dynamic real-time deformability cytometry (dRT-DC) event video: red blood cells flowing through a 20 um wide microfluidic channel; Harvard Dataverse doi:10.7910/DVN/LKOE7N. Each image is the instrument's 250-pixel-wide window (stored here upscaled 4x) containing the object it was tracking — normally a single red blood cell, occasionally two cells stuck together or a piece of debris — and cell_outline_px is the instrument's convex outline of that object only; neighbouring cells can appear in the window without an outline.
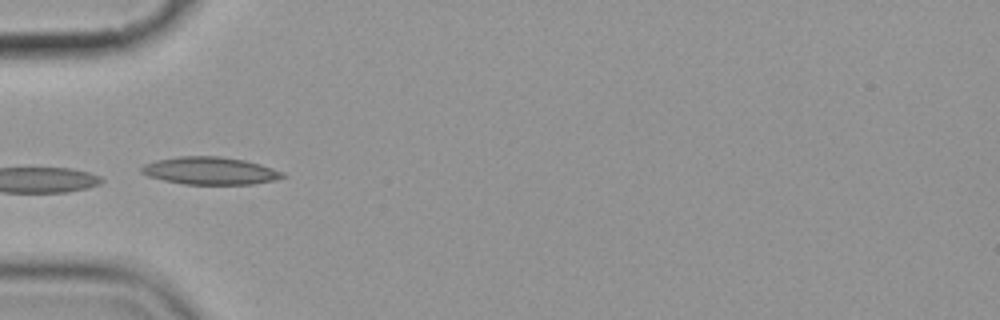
{"species": "common noctule bat (a hibernating species)", "species_latin": "Nyctalus noctula", "temperature_condition": "cold", "stored_images_in_passage": 7, "camera_frame_rate_fps": 3000, "um_per_image_px": 0.085, "animal": {"sex": "female", "body_mass_g": 19.9}, "frame": {"image": 1, "passage_image": 6, "time_ms": 5.667, "image_size_px": [1000, 320], "cell_outline_px": [[288, 176], [276, 180], [252, 184], [184, 184], [164, 180], [148, 176], [140, 172], [140, 168], [144, 164], [156, 160], [180, 156], [220, 156], [244, 160], [260, 164], [284, 172]], "centroid_in_image_um": [17.87, 14.51], "position_along_channel_um": 67.1, "area_um2": 22.72}}
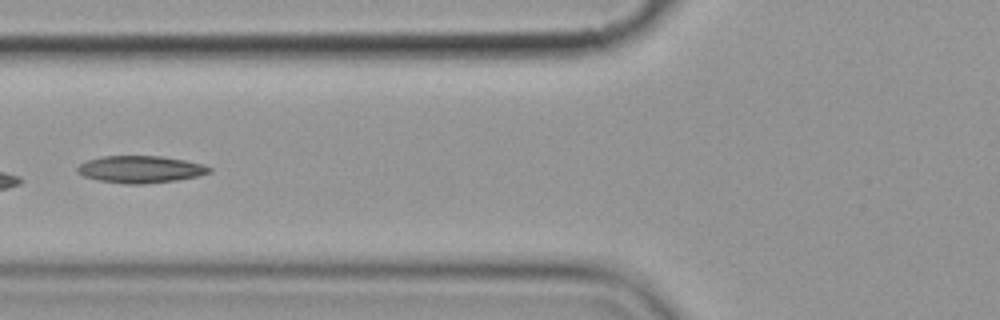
{"frame": {"image": 2, "passage_image": 7, "time_ms": 7.0, "image_size_px": [1000, 320], "cell_outline_px": [[212, 172], [200, 176], [176, 180], [144, 184], [124, 184], [96, 180], [84, 176], [76, 172], [76, 168], [80, 164], [88, 160], [104, 156], [160, 156], [184, 160], [204, 164], [212, 168]], "centroid_in_image_um": [11.95, 14.4], "position_along_channel_um": 113.8, "area_um2": 20.98}}